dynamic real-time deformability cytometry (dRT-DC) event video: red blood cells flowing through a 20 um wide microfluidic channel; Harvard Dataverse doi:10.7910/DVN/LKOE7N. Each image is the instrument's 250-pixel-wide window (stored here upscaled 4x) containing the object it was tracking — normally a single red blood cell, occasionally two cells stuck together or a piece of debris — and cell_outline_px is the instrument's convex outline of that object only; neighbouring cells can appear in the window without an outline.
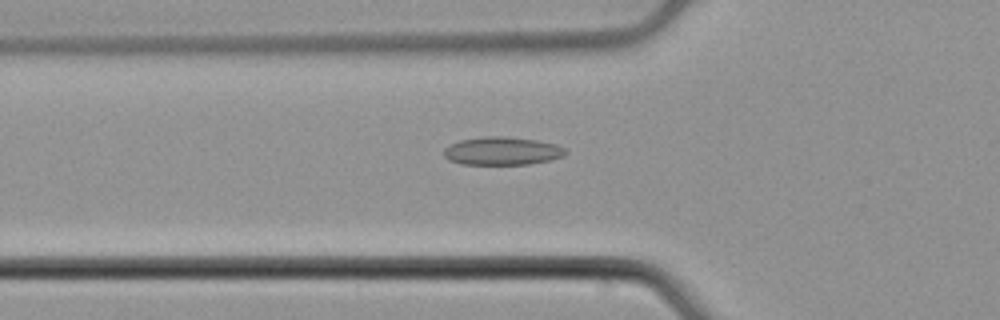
{"species": "common noctule bat (a hibernating species)", "species_latin": "Nyctalus noctula", "temperature_condition": "cold", "stored_images_in_passage": 44, "camera_frame_rate_fps": 3000, "um_per_image_px": 0.085, "animal": {"sex": "male", "body_mass_g": 21.5, "forearm_length_mm": 52.0}, "frame": {"image": 1, "passage_image": 10, "time_ms": 3.0, "image_size_px": [1000, 320], "cell_outline_px": [[568, 152], [564, 156], [552, 160], [528, 164], [460, 164], [448, 160], [444, 156], [444, 148], [460, 140], [484, 136], [508, 136], [536, 140], [556, 144], [564, 148]], "centroid_in_image_um": [42.7, 12.83], "position_along_channel_um": 83.1, "area_um2": 20.06}}
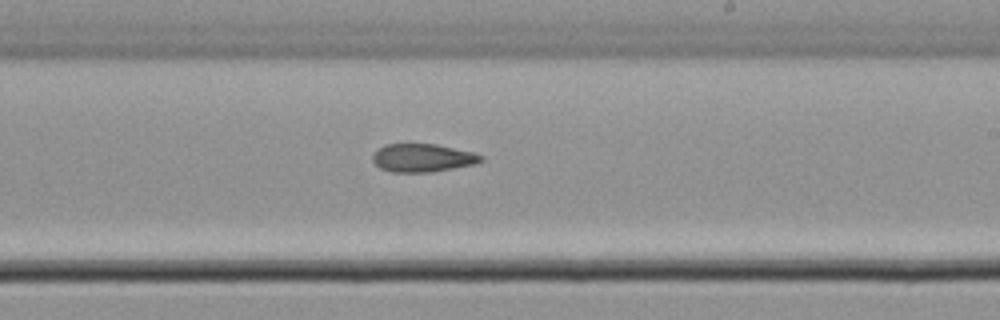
{"frame": {"image": 2, "passage_image": 23, "time_ms": 7.333, "image_size_px": [1000, 320], "cell_outline_px": [[484, 160], [476, 164], [432, 172], [392, 172], [380, 168], [372, 160], [372, 156], [384, 144], [436, 144], [472, 152], [484, 156]], "centroid_in_image_um": [35.95, 13.42], "position_along_channel_um": 253.1, "area_um2": 17.74}}
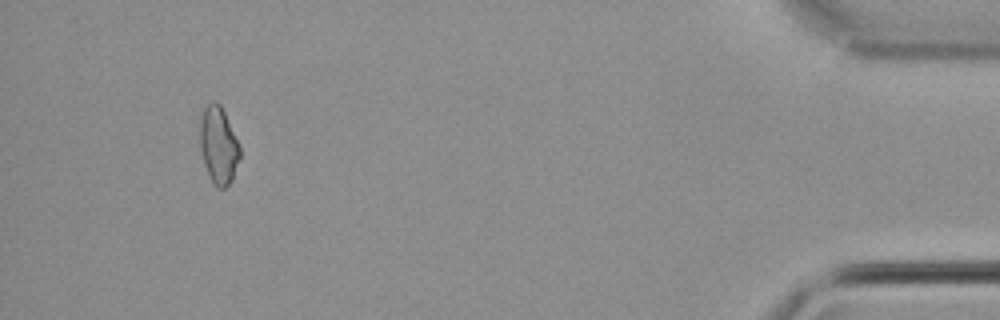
{"frame": {"image": 3, "passage_image": 41, "time_ms": 13.333, "image_size_px": [1000, 320], "cell_outline_px": [[240, 156], [232, 180], [224, 188], [216, 188], [212, 184], [204, 164], [200, 148], [200, 116], [204, 108], [212, 100], [216, 100], [220, 104], [240, 144]], "centroid_in_image_um": [18.57, 12.34], "position_along_channel_um": 416.6, "area_um2": 18.15}, "authors_computed_cell_mechanics": {"area_um2": 18.2648, "velocity_mm_per_s": 3.9217, "shape_relaxation_time_tau1_ms": null, "shape_relaxation_time_tau2_ms": 8.936, "deformation_change_tau1": null, "deformation_change_tau2": 0.1461}}